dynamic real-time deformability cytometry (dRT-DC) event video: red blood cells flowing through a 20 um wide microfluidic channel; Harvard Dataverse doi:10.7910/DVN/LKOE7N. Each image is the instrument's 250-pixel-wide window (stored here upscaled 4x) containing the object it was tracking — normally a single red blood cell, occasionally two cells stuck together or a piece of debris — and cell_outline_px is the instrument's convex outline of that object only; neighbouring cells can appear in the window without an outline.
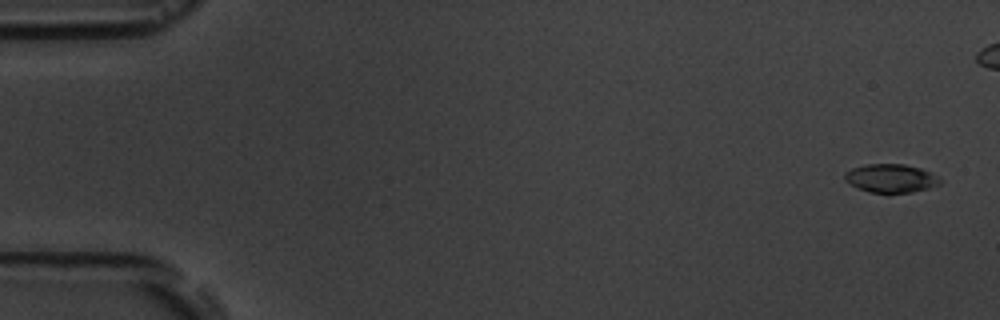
{"species": "common noctule bat (a hibernating species)", "species_latin": "Nyctalus noctula", "temperature_condition": "room temperature", "stored_images_in_passage": 7, "camera_frame_rate_fps": 3000, "um_per_image_px": 0.085, "animal": {"sex": "male", "body_mass_g": 19.5, "forearm_length_mm": 54.6}, "frame": {"image": 1, "passage_image": 1, "time_ms": 0.0, "image_size_px": [1000, 320], "cell_outline_px": [[940, 184], [928, 188], [912, 192], [888, 196], [868, 192], [856, 188], [844, 180], [844, 172], [852, 168], [868, 164], [904, 164], [920, 168], [932, 172], [940, 180]], "centroid_in_image_um": [75.68, 15.2], "position_along_channel_um": 9.3, "area_um2": 16.42}}
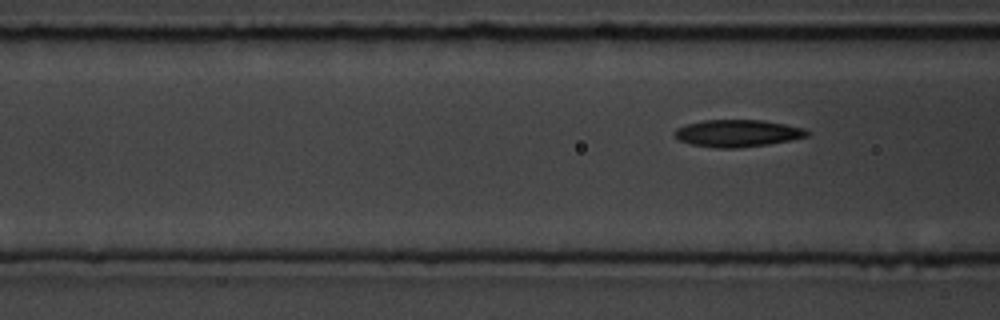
{"frame": {"image": 2, "passage_image": 7, "time_ms": 8.667, "image_size_px": [1000, 320], "cell_outline_px": [[808, 136], [792, 140], [768, 144], [736, 148], [720, 148], [692, 144], [680, 140], [672, 136], [672, 132], [676, 128], [684, 124], [704, 120], [764, 120], [804, 128], [808, 132]], "centroid_in_image_um": [62.64, 11.32], "position_along_channel_um": 104.0, "area_um2": 20.98}}